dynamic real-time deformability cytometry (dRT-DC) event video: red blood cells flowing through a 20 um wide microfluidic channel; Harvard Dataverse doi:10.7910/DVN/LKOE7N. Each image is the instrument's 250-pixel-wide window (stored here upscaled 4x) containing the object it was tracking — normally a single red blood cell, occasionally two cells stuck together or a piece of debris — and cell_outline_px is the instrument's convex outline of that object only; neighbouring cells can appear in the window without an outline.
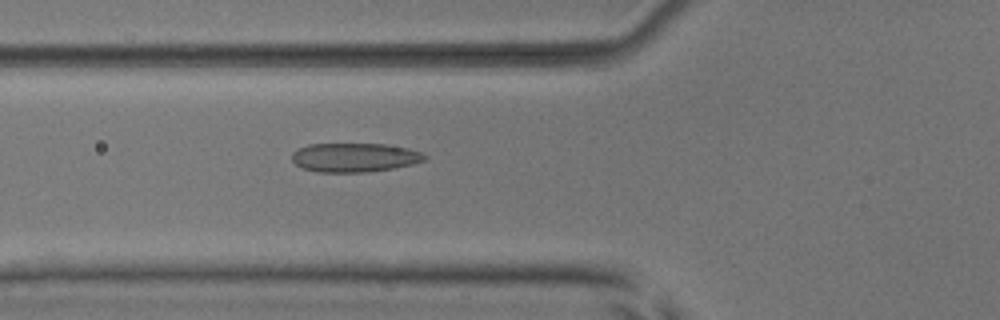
{"species": "common noctule bat (a hibernating species)", "species_latin": "Nyctalus noctula", "temperature_condition": "room temperature", "stored_images_in_passage": 53, "camera_frame_rate_fps": 3000, "um_per_image_px": 0.085, "animal": {"sex": "male", "body_mass_g": 17.9, "forearm_length_mm": 54.2}, "frame": {"image": 1, "passage_image": 20, "time_ms": 6.333, "image_size_px": [1000, 320], "cell_outline_px": [[428, 156], [424, 160], [412, 164], [392, 168], [364, 172], [320, 172], [304, 168], [296, 164], [292, 160], [292, 152], [296, 148], [308, 144], [384, 144], [408, 148], [420, 152]], "centroid_in_image_um": [30.11, 13.37], "position_along_channel_um": 95.7, "area_um2": 22.31}}
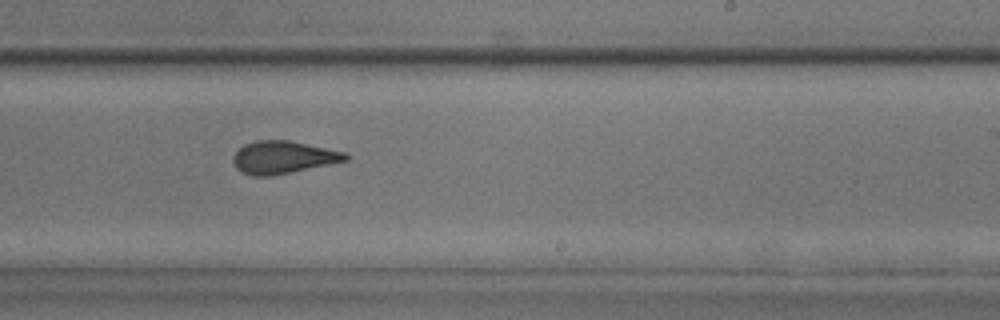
{"frame": {"image": 2, "passage_image": 33, "time_ms": 10.667, "image_size_px": [1000, 320], "cell_outline_px": [[348, 160], [268, 176], [252, 176], [240, 172], [236, 168], [232, 160], [232, 156], [244, 144], [256, 140], [288, 140], [344, 152], [348, 156]], "centroid_in_image_um": [23.99, 13.36], "position_along_channel_um": 265.0, "area_um2": 20.98}}
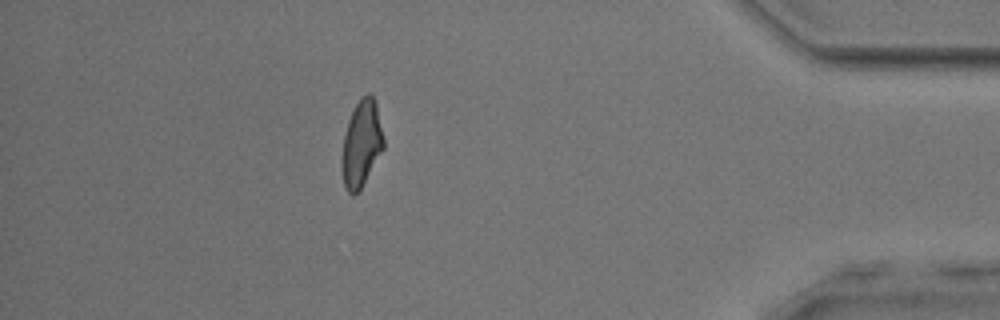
{"frame": {"image": 3, "passage_image": 47, "time_ms": 15.333, "image_size_px": [1000, 320], "cell_outline_px": [[384, 148], [360, 188], [352, 196], [344, 188], [340, 168], [340, 160], [344, 136], [348, 120], [360, 96], [368, 92], [372, 96], [376, 104], [384, 136]], "centroid_in_image_um": [30.7, 12.21], "position_along_channel_um": 404.5, "area_um2": 21.15}, "authors_computed_cell_mechanics": {"area_um2": 21.675, "velocity_mm_per_s": 3.9147, "shape_relaxation_time_tau1_ms": 5.8262, "shape_relaxation_time_tau2_ms": 1.7879, "deformation_change_tau1": 0.1756, "deformation_change_tau2": 0.0823}}